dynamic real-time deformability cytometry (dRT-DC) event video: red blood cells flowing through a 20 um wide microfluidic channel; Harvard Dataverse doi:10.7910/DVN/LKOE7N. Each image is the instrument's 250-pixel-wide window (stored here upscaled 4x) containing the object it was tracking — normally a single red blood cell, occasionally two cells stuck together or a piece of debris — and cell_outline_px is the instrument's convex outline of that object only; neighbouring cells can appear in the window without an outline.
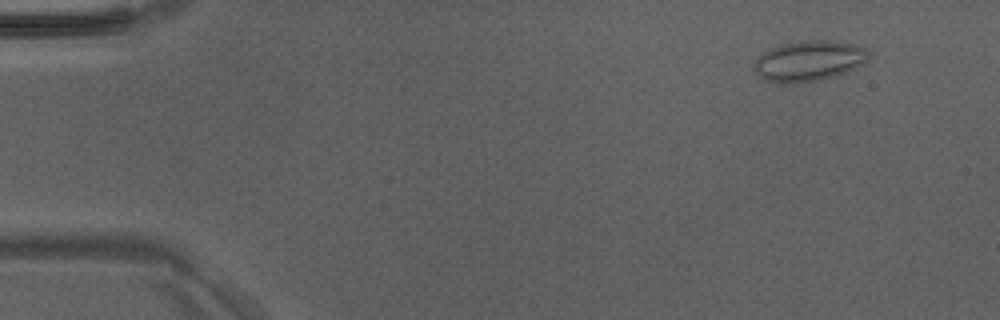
{"species": "Egyptian fruit bat (a non-hibernating species)", "species_latin": "Rousettus aegyptiacus", "temperature_condition": "room temperature", "stored_images_in_passage": 45, "camera_frame_rate_fps": 3000, "um_per_image_px": 0.085, "animal": {"sex": "male"}, "frame": {"image": 1, "passage_image": 1, "time_ms": 0.0, "image_size_px": [1000, 320], "cell_outline_px": [[868, 60], [836, 76], [816, 80], [780, 84], [776, 84], [764, 80], [752, 68], [756, 60], [768, 48], [800, 40], [828, 40], [856, 44], [864, 48], [868, 52]], "centroid_in_image_um": [68.71, 5.17], "position_along_channel_um": 16.3, "area_um2": 26.88}}
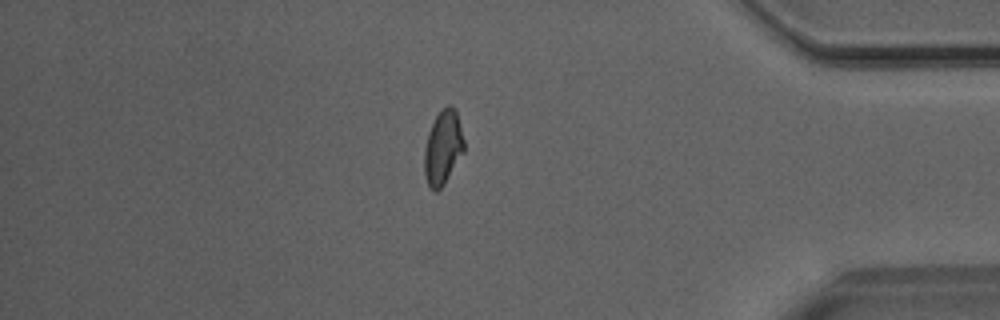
{"frame": {"image": 2, "passage_image": 38, "time_ms": 12.333, "image_size_px": [1000, 320], "cell_outline_px": [[464, 152], [444, 184], [436, 192], [428, 188], [424, 176], [424, 152], [428, 132], [440, 108], [448, 104], [456, 108], [464, 140]], "centroid_in_image_um": [37.64, 12.54], "position_along_channel_um": 397.6, "area_um2": 17.46}}
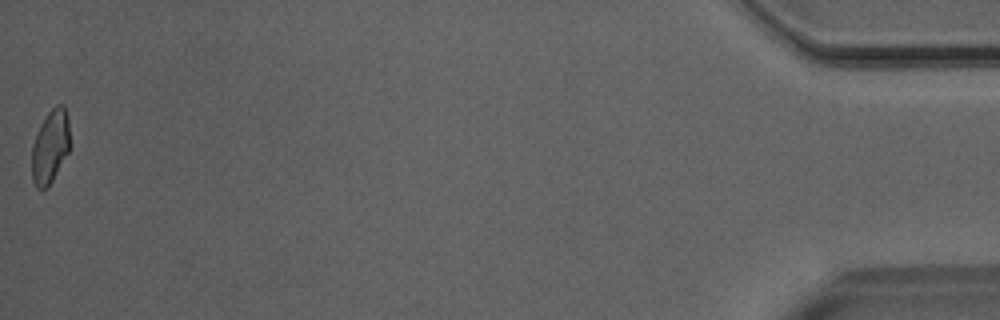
{"frame": {"image": 3, "passage_image": 45, "time_ms": 14.667, "image_size_px": [1000, 320], "cell_outline_px": [[68, 152], [52, 180], [44, 188], [36, 188], [32, 180], [32, 144], [40, 124], [48, 112], [56, 104], [64, 104], [68, 116]], "centroid_in_image_um": [4.25, 12.41], "position_along_channel_um": 431.0, "area_um2": 16.01}}